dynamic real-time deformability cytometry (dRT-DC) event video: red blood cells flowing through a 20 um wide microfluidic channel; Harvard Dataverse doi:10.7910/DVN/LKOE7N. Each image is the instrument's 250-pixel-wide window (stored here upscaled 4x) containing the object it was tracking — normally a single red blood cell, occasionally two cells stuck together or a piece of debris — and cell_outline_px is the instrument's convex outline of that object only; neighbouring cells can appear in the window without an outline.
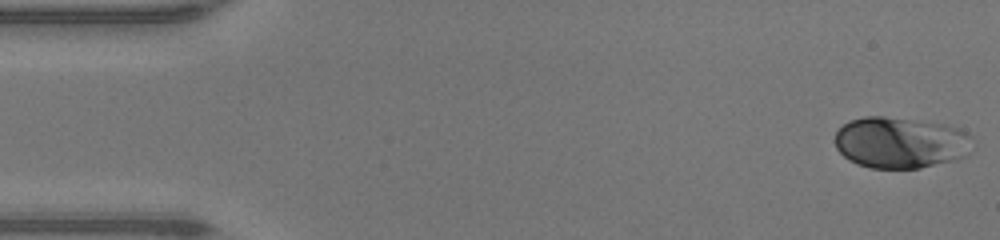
{"species": "human", "species_latin": "Homo sapiens", "temperature_condition": "warm", "stored_images_in_passage": 47, "camera_frame_rate_fps": 3000, "um_per_image_px": 0.085, "donor": {"sex": "male"}, "frame": {"image": 1, "passage_image": 1, "time_ms": 0.0, "image_size_px": [1000, 240], "cell_outline_px": [[972, 136], [968, 152], [964, 156], [952, 160], [920, 168], [872, 168], [856, 164], [848, 160], [836, 148], [836, 132], [848, 120], [864, 116], [884, 116], [944, 124], [960, 128], [968, 132]], "centroid_in_image_um": [76.52, 12.11], "position_along_channel_um": 8.5, "area_um2": 41.1}}
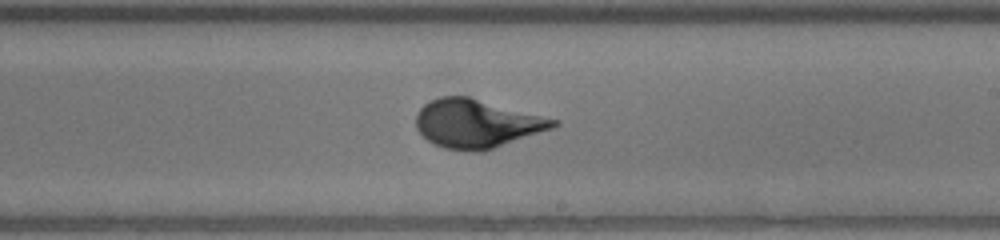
{"frame": {"image": 2, "passage_image": 27, "time_ms": 8.667, "image_size_px": [1000, 240], "cell_outline_px": [[560, 124], [552, 128], [484, 152], [468, 152], [444, 148], [428, 140], [416, 128], [416, 112], [424, 104], [440, 96], [468, 96], [560, 120]], "centroid_in_image_um": [40.53, 10.51], "position_along_channel_um": 248.5, "area_um2": 38.9}}
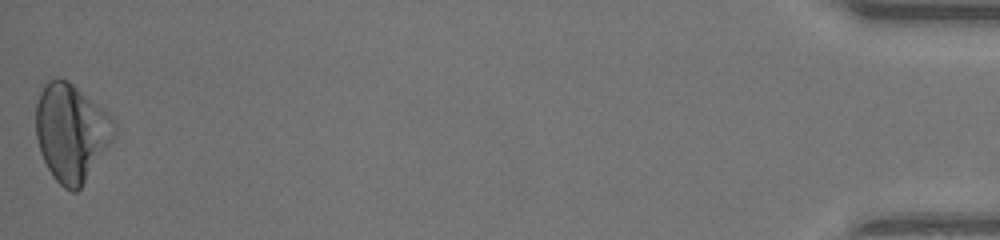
{"frame": {"image": 3, "passage_image": 47, "time_ms": 15.333, "image_size_px": [1000, 240], "cell_outline_px": [[116, 132], [112, 140], [80, 188], [76, 192], [72, 192], [64, 188], [52, 176], [40, 152], [36, 136], [36, 104], [40, 92], [44, 84], [48, 80], [56, 76], [60, 76], [68, 80], [108, 112], [116, 120]], "centroid_in_image_um": [6.05, 11.21], "position_along_channel_um": 429.1, "area_um2": 44.62}, "authors_computed_cell_mechanics": {"area_um2": 37.8012, "velocity_mm_per_s": 4.3177, "shape_relaxation_time_tau1_ms": 3.7752, "shape_relaxation_time_tau2_ms": null, "deformation_change_tau1": 0.1848, "deformation_change_tau2": null}}